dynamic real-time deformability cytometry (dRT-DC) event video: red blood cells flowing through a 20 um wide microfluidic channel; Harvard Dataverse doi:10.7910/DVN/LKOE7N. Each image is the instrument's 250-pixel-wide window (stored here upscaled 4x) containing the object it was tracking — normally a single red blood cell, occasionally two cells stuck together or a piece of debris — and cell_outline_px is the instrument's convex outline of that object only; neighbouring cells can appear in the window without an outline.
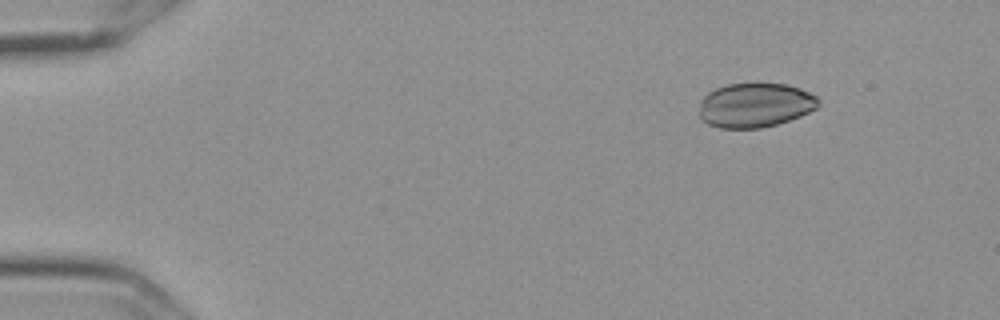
{"species": "Egyptian fruit bat (a non-hibernating species)", "species_latin": "Rousettus aegyptiacus", "temperature_condition": "cold", "stored_images_in_passage": 11, "camera_frame_rate_fps": 3000, "um_per_image_px": 0.085, "frame": {"image": 1, "passage_image": 1, "time_ms": 0.0, "image_size_px": [1000, 320], "cell_outline_px": [[820, 104], [816, 108], [800, 116], [776, 124], [760, 128], [720, 128], [708, 124], [700, 120], [700, 100], [708, 92], [716, 88], [728, 84], [788, 84], [800, 88], [816, 96], [820, 100]], "centroid_in_image_um": [64.17, 8.94], "position_along_channel_um": 20.8, "area_um2": 30.81}}